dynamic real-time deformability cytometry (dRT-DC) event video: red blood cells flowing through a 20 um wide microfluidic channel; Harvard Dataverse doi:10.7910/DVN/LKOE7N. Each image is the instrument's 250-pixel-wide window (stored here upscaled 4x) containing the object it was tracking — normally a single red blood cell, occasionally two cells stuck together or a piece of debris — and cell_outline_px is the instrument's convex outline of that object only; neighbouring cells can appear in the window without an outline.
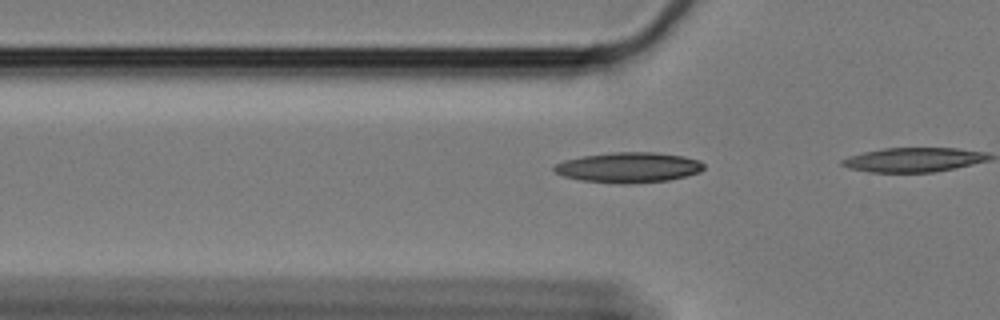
{"species": "Egyptian fruit bat (a non-hibernating species)", "species_latin": "Rousettus aegyptiacus", "temperature_condition": "cold", "stored_images_in_passage": 6, "camera_frame_rate_fps": 3000, "um_per_image_px": 0.085, "animal": {"sex": "female"}, "frame": {"image": 1, "passage_image": 4, "time_ms": 1.0, "image_size_px": [1000, 320], "cell_outline_px": [[704, 168], [700, 172], [668, 180], [628, 184], [620, 184], [580, 180], [564, 176], [556, 172], [552, 168], [556, 164], [564, 160], [584, 156], [612, 152], [656, 152], [684, 156], [700, 160], [704, 164]], "centroid_in_image_um": [53.45, 14.23], "position_along_channel_um": 72.4, "area_um2": 26.41}}